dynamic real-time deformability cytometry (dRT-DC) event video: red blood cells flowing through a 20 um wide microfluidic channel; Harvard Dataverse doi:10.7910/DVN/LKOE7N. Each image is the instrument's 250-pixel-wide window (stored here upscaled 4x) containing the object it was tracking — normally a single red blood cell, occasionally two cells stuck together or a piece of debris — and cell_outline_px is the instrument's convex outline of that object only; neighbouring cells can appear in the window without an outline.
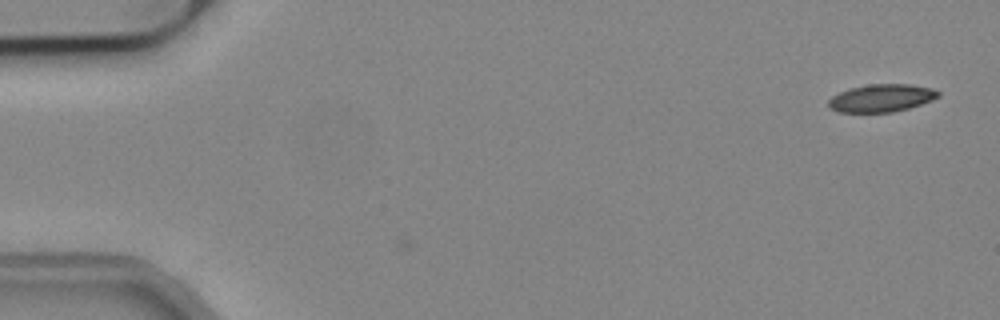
{"species": "common noctule bat (a hibernating species)", "species_latin": "Nyctalus noctula", "temperature_condition": "cold", "stored_images_in_passage": 3, "camera_frame_rate_fps": 3000, "um_per_image_px": 0.085, "animal": {"sex": "male", "body_mass_g": 19.2, "forearm_length_mm": 51.8}, "frame": {"image": 1, "passage_image": 1, "time_ms": 0.0, "image_size_px": [1000, 320], "cell_outline_px": [[940, 96], [932, 100], [908, 108], [892, 112], [836, 112], [828, 108], [828, 100], [832, 96], [848, 88], [868, 84], [908, 84], [932, 88], [940, 92]], "centroid_in_image_um": [74.89, 8.33], "position_along_channel_um": 10.1, "area_um2": 17.8}}